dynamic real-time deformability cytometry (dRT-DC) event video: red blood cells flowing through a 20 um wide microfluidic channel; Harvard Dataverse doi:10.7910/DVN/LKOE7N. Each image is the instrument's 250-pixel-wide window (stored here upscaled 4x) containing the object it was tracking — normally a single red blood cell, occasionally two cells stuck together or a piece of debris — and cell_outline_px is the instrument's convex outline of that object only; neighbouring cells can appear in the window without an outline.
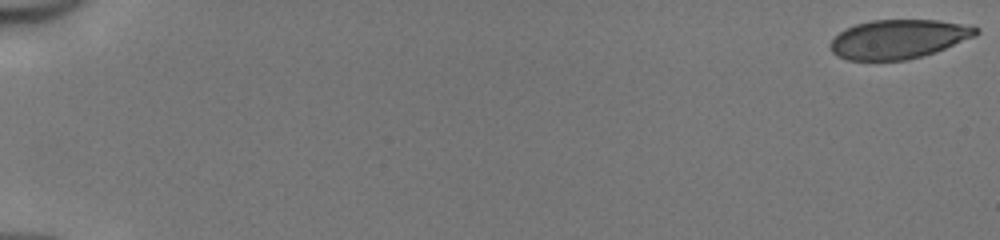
{"species": "human", "species_latin": "Homo sapiens", "temperature_condition": "cold", "stored_images_in_passage": 51, "camera_frame_rate_fps": 3000, "um_per_image_px": 0.085, "donor": {"sex": "male"}, "frame": {"image": 1, "passage_image": 1, "time_ms": 0.0, "image_size_px": [1000, 240], "cell_outline_px": [[980, 32], [976, 36], [936, 52], [904, 60], [848, 60], [836, 56], [832, 52], [828, 44], [844, 28], [856, 24], [872, 20], [940, 20], [972, 24], [980, 28]], "centroid_in_image_um": [76.42, 3.31], "position_along_channel_um": 8.6, "area_um2": 33.52}}
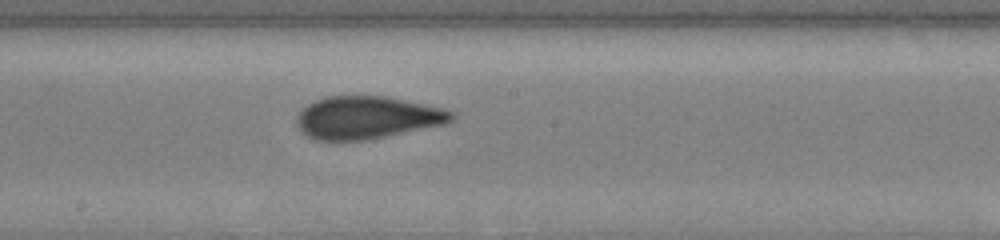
{"frame": {"image": 2, "passage_image": 30, "time_ms": 9.667, "image_size_px": [1000, 240], "cell_outline_px": [[456, 116], [452, 120], [444, 124], [364, 140], [312, 140], [296, 124], [296, 116], [308, 104], [316, 100], [328, 96], [384, 96], [444, 108], [456, 112]], "centroid_in_image_um": [31.2, 9.99], "position_along_channel_um": 217.0, "area_um2": 38.09}}
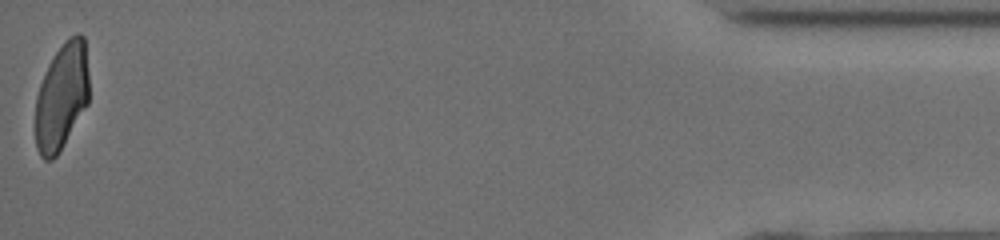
{"frame": {"image": 3, "passage_image": 51, "time_ms": 16.667, "image_size_px": [1000, 240], "cell_outline_px": [[88, 104], [56, 156], [52, 160], [44, 160], [40, 156], [36, 148], [36, 96], [40, 84], [48, 64], [64, 40], [76, 32], [80, 32], [84, 36], [88, 72]], "centroid_in_image_um": [5.24, 8.18], "position_along_channel_um": 430.0, "area_um2": 33.35}, "authors_computed_cell_mechanics": {"area_um2": 37.0498, "velocity_mm_per_s": 4.169, "shape_relaxation_time_tau1_ms": null, "shape_relaxation_time_tau2_ms": 0.6784, "deformation_change_tau1": null, "deformation_change_tau2": 0.0491}}